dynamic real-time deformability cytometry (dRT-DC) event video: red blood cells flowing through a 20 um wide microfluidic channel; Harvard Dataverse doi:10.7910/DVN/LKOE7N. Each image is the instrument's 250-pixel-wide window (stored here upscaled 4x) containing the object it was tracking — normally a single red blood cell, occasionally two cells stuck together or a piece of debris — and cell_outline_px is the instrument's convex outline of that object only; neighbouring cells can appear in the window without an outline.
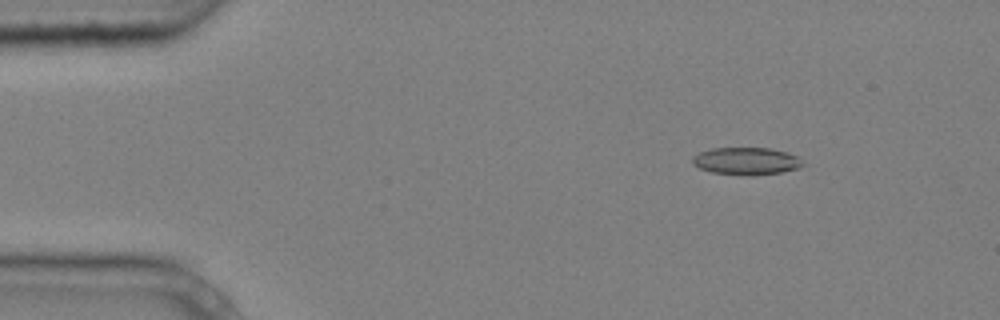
{"species": "common noctule bat (a hibernating species)", "species_latin": "Nyctalus noctula", "temperature_condition": "cold", "stored_images_in_passage": 7, "camera_frame_rate_fps": 3000, "um_per_image_px": 0.085, "animal": {"sex": "male", "body_mass_g": 20.4}, "frame": {"image": 1, "passage_image": 2, "time_ms": 0.333, "image_size_px": [1000, 320], "cell_outline_px": [[804, 164], [800, 168], [780, 172], [752, 176], [712, 172], [700, 168], [692, 164], [692, 156], [700, 152], [712, 148], [772, 148], [788, 152], [800, 156]], "centroid_in_image_um": [63.48, 13.68], "position_along_channel_um": 21.5, "area_um2": 17.8}}
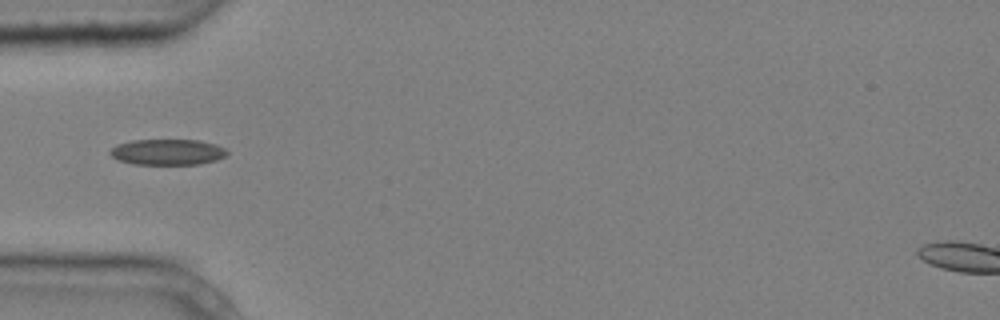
{"frame": {"image": 2, "passage_image": 4, "time_ms": 1.0, "image_size_px": [1000, 320], "cell_outline_px": [[228, 156], [216, 160], [200, 164], [132, 164], [120, 160], [112, 156], [108, 152], [116, 144], [132, 140], [200, 140], [216, 144], [224, 148], [228, 152]], "centroid_in_image_um": [14.26, 12.92], "position_along_channel_um": 70.7, "area_um2": 17.69}}
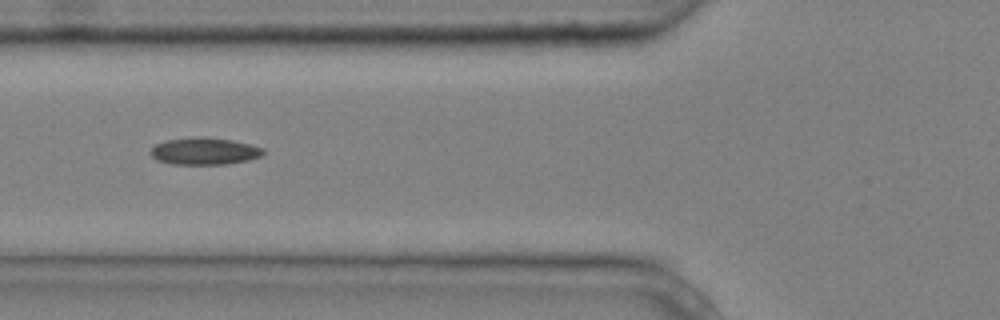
{"frame": {"image": 3, "passage_image": 5, "time_ms": 1.333, "image_size_px": [1000, 320], "cell_outline_px": [[264, 152], [260, 156], [248, 160], [228, 164], [172, 164], [156, 160], [152, 156], [152, 148], [156, 144], [168, 140], [200, 136], [232, 140], [264, 148]], "centroid_in_image_um": [17.39, 12.85], "position_along_channel_um": 108.4, "area_um2": 17.57}}